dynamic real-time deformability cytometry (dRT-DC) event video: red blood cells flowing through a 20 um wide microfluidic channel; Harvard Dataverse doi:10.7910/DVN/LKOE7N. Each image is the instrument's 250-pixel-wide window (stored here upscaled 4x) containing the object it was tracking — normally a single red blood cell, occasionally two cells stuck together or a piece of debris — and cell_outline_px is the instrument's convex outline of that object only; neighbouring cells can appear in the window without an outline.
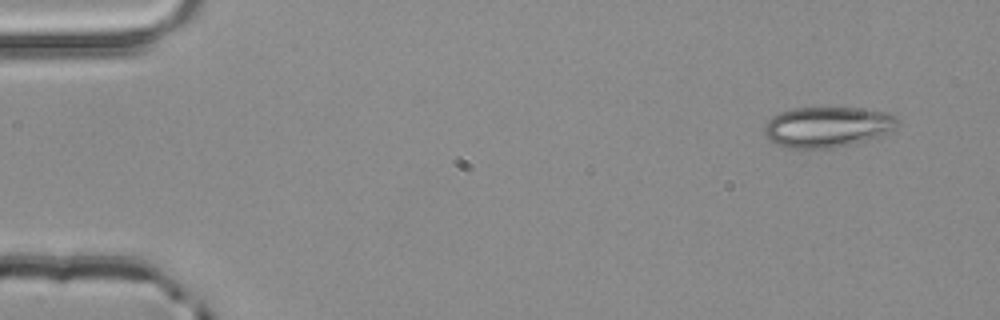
{"species": "common noctule bat (a hibernating species)", "species_latin": "Nyctalus noctula", "temperature_condition": "room temperature", "stored_images_in_passage": 3, "camera_frame_rate_fps": 3000, "um_per_image_px": 0.085, "animal": {"sex": "male", "body_mass_g": 20.4}, "frame": {"image": 1, "passage_image": 1, "time_ms": 0.0, "image_size_px": [1000, 320], "cell_outline_px": [[900, 120], [884, 136], [852, 144], [832, 148], [788, 148], [768, 140], [764, 132], [764, 124], [772, 116], [780, 112], [792, 108], [856, 108], [888, 112], [896, 116]], "centroid_in_image_um": [70.32, 10.79], "position_along_channel_um": 14.7, "area_um2": 31.62}}